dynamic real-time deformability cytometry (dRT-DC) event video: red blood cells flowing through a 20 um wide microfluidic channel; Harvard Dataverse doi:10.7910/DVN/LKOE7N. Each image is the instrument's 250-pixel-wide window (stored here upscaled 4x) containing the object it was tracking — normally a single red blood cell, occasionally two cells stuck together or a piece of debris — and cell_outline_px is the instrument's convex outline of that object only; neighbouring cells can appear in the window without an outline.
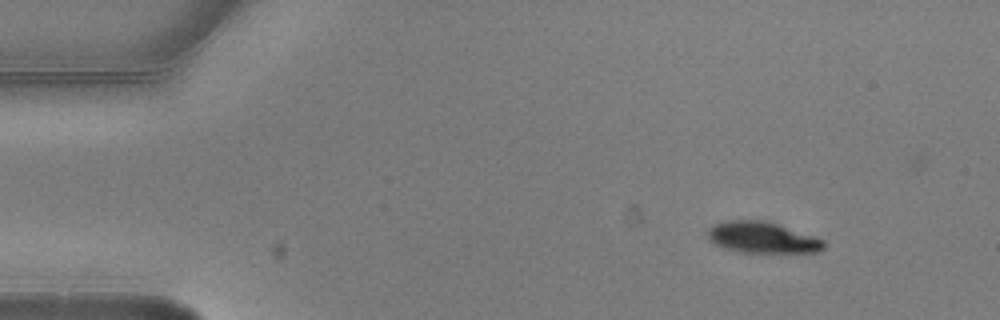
{"species": "common noctule bat (a hibernating species)", "species_latin": "Nyctalus noctula", "temperature_condition": "warm", "stored_images_in_passage": 4, "camera_frame_rate_fps": 3000, "um_per_image_px": 0.085, "animal": {"sex": "male", "body_mass_g": 20.5, "forearm_length_mm": 52.5}, "frame": {"image": 1, "passage_image": 1, "time_ms": 0.0, "image_size_px": [1000, 320], "cell_outline_px": [[824, 248], [820, 252], [740, 252], [724, 248], [712, 244], [708, 240], [708, 228], [716, 224], [728, 220], [760, 220], [776, 224], [824, 240]], "centroid_in_image_um": [64.74, 20.2], "position_along_channel_um": 20.3, "area_um2": 20.81}}
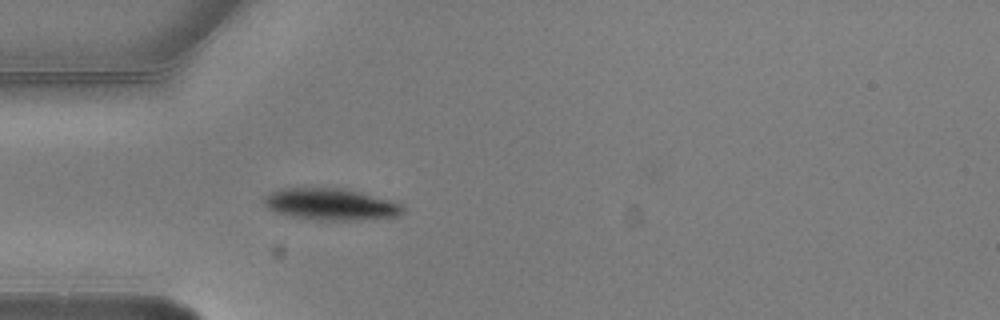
{"frame": {"image": 2, "passage_image": 4, "time_ms": 1.0, "image_size_px": [1000, 320], "cell_outline_px": [[404, 212], [400, 216], [352, 220], [320, 220], [292, 216], [276, 212], [268, 208], [264, 204], [264, 196], [268, 192], [280, 188], [344, 188], [392, 200], [400, 204], [404, 208]], "centroid_in_image_um": [28.11, 17.35], "position_along_channel_um": 56.9, "area_um2": 25.66}}